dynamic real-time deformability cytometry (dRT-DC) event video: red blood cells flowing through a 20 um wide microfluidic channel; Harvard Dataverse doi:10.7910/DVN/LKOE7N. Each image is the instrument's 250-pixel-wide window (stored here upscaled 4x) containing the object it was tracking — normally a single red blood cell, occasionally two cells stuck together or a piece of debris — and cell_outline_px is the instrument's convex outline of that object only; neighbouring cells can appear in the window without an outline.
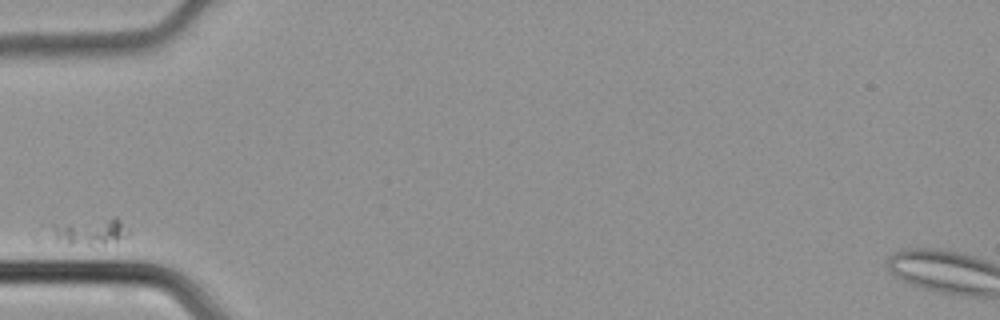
{"species": "common noctule bat (a hibernating species)", "species_latin": "Nyctalus noctula", "temperature_condition": "cold", "stored_images_in_passage": 26, "camera_frame_rate_fps": 3000, "um_per_image_px": 0.085, "animal": {"sex": "male", "body_mass_g": 21.5, "forearm_length_mm": 52.0}, "frame": {"image": 1, "passage_image": 1, "time_ms": 0.0, "image_size_px": [1000, 320], "cell_outline_px": [[128, 232], [124, 236], [116, 240], [104, 244], [68, 244], [52, 240], [44, 236], [52, 224], [112, 216], [116, 216], [120, 220]], "centroid_in_image_um": [7.47, 19.65], "position_along_channel_um": 77.5, "area_um2": 12.43}}
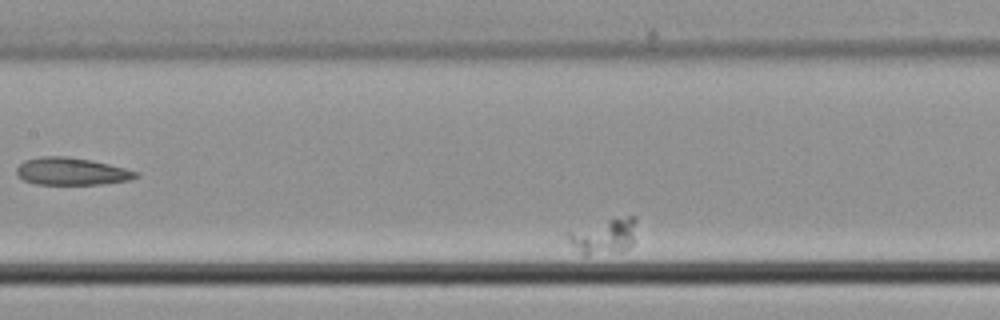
{"frame": {"image": 2, "passage_image": 8, "time_ms": 2.333, "image_size_px": [1000, 320], "cell_outline_px": [[636, 220], [632, 244], [628, 248], [620, 252], [588, 256], [584, 256], [564, 236], [564, 232], [608, 220], [628, 216], [636, 216]], "centroid_in_image_um": [51.31, 20.11], "position_along_channel_um": 156.1, "area_um2": 14.1}}
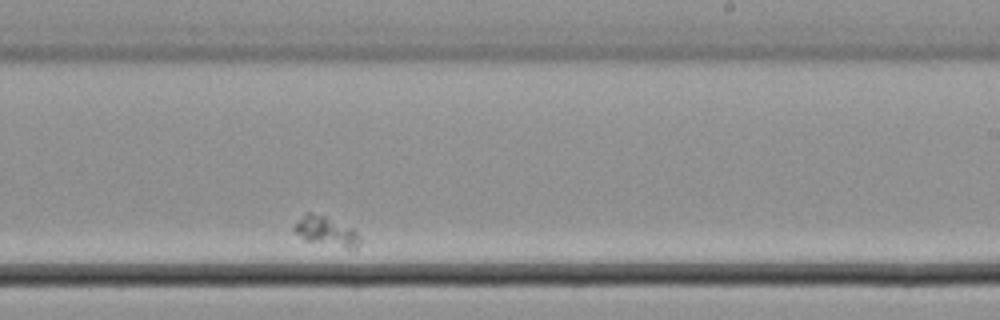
{"frame": {"image": 3, "passage_image": 17, "time_ms": 5.333, "image_size_px": [1000, 320], "cell_outline_px": [[360, 244], [356, 252], [348, 252], [304, 240], [292, 228], [292, 224], [308, 212], [312, 212], [324, 216], [352, 228], [360, 236]], "centroid_in_image_um": [27.79, 19.76], "position_along_channel_um": 261.2, "area_um2": 12.02}}